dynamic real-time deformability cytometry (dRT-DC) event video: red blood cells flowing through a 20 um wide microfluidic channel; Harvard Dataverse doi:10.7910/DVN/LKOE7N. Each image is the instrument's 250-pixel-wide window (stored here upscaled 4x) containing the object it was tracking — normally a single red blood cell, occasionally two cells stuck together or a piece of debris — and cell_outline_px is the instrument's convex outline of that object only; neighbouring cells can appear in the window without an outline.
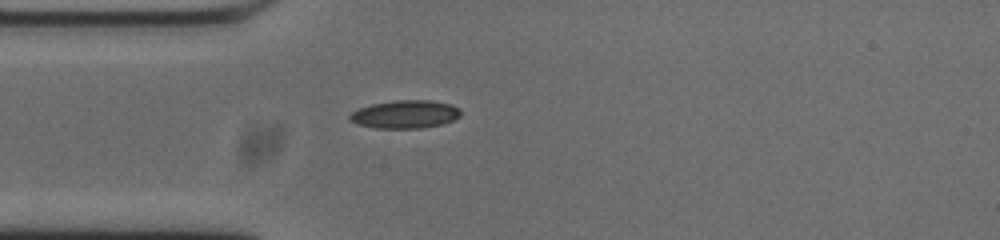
{"species": "common noctule bat (a hibernating species)", "species_latin": "Nyctalus noctula", "temperature_condition": "cold", "stored_images_in_passage": 34, "camera_frame_rate_fps": 3000, "um_per_image_px": 0.085, "animal": {"sex": "male", "body_mass_g": 20.0, "forearm_length_mm": 53.3}, "frame": {"image": 1, "passage_image": 1, "time_ms": 0.0, "image_size_px": [1000, 240], "cell_outline_px": [[460, 116], [444, 124], [424, 128], [376, 128], [356, 124], [348, 120], [348, 116], [352, 112], [360, 108], [372, 104], [392, 100], [432, 100], [452, 104], [460, 108]], "centroid_in_image_um": [34.44, 9.71], "position_along_channel_um": 50.6, "area_um2": 18.38}}
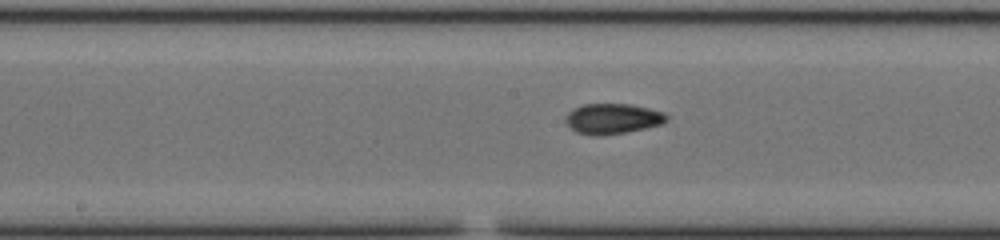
{"frame": {"image": 2, "passage_image": 13, "time_ms": 4.0, "image_size_px": [1000, 240], "cell_outline_px": [[668, 120], [660, 124], [644, 128], [624, 132], [600, 136], [592, 136], [576, 132], [564, 120], [568, 112], [572, 108], [584, 104], [628, 104], [648, 108], [664, 112], [668, 116]], "centroid_in_image_um": [52.04, 10.09], "position_along_channel_um": 196.2, "area_um2": 17.8}}
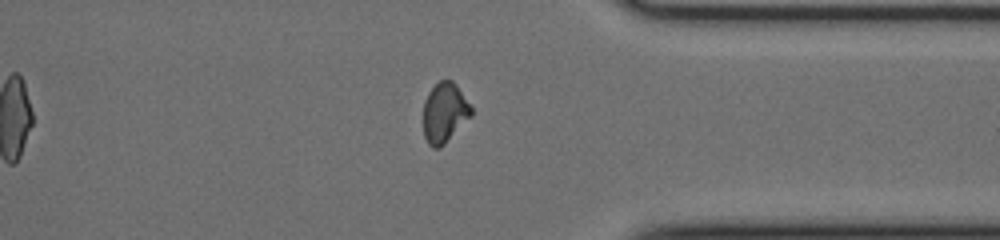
{"frame": {"image": 3, "passage_image": 28, "time_ms": 9.0, "image_size_px": [1000, 240], "cell_outline_px": [[472, 116], [440, 148], [432, 148], [428, 144], [424, 136], [424, 100], [428, 92], [440, 80], [452, 80], [456, 84], [472, 108]], "centroid_in_image_um": [37.78, 9.59], "position_along_channel_um": 373.6, "area_um2": 16.7}, "authors_computed_cell_mechanics": {"area_um2": 17.2244, "velocity_mm_per_s": 3.7386, "shape_relaxation_time_tau1_ms": null, "shape_relaxation_time_tau2_ms": 2.2932, "deformation_change_tau1": null, "deformation_change_tau2": 0.0647}}